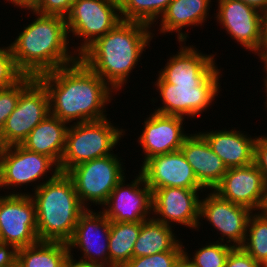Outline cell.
Wrapping results in <instances>:
<instances>
[{
    "label": "cell",
    "mask_w": 267,
    "mask_h": 267,
    "mask_svg": "<svg viewBox=\"0 0 267 267\" xmlns=\"http://www.w3.org/2000/svg\"><path fill=\"white\" fill-rule=\"evenodd\" d=\"M37 79L48 92L52 116L68 124L75 120L82 123L107 118L104 108L114 90L80 59Z\"/></svg>",
    "instance_id": "6da1fadb"
},
{
    "label": "cell",
    "mask_w": 267,
    "mask_h": 267,
    "mask_svg": "<svg viewBox=\"0 0 267 267\" xmlns=\"http://www.w3.org/2000/svg\"><path fill=\"white\" fill-rule=\"evenodd\" d=\"M150 29L144 23L121 20L112 30L89 45L79 55V59L114 92L120 90L153 38Z\"/></svg>",
    "instance_id": "7a4b0ae2"
},
{
    "label": "cell",
    "mask_w": 267,
    "mask_h": 267,
    "mask_svg": "<svg viewBox=\"0 0 267 267\" xmlns=\"http://www.w3.org/2000/svg\"><path fill=\"white\" fill-rule=\"evenodd\" d=\"M27 10L37 17L10 44L18 69L25 76L37 78L76 62L79 59L78 54L75 50L72 54L67 48L70 35L65 17L42 15L30 8Z\"/></svg>",
    "instance_id": "3957f363"
},
{
    "label": "cell",
    "mask_w": 267,
    "mask_h": 267,
    "mask_svg": "<svg viewBox=\"0 0 267 267\" xmlns=\"http://www.w3.org/2000/svg\"><path fill=\"white\" fill-rule=\"evenodd\" d=\"M51 175L35 185L30 195L36 207L37 237L39 241L67 242L86 208L66 173Z\"/></svg>",
    "instance_id": "277c9868"
},
{
    "label": "cell",
    "mask_w": 267,
    "mask_h": 267,
    "mask_svg": "<svg viewBox=\"0 0 267 267\" xmlns=\"http://www.w3.org/2000/svg\"><path fill=\"white\" fill-rule=\"evenodd\" d=\"M124 133V129L113 126L108 118L69 124L59 164L60 172L67 173L83 162L114 154L113 148L118 145Z\"/></svg>",
    "instance_id": "5b68a950"
},
{
    "label": "cell",
    "mask_w": 267,
    "mask_h": 267,
    "mask_svg": "<svg viewBox=\"0 0 267 267\" xmlns=\"http://www.w3.org/2000/svg\"><path fill=\"white\" fill-rule=\"evenodd\" d=\"M119 159L115 154L96 158L76 165L66 173L86 209L89 201L103 206L116 185L125 178V168Z\"/></svg>",
    "instance_id": "8992f818"
},
{
    "label": "cell",
    "mask_w": 267,
    "mask_h": 267,
    "mask_svg": "<svg viewBox=\"0 0 267 267\" xmlns=\"http://www.w3.org/2000/svg\"><path fill=\"white\" fill-rule=\"evenodd\" d=\"M220 70L217 67L203 82L154 83L164 104L155 112L182 118L200 115L219 94Z\"/></svg>",
    "instance_id": "52a82bcc"
},
{
    "label": "cell",
    "mask_w": 267,
    "mask_h": 267,
    "mask_svg": "<svg viewBox=\"0 0 267 267\" xmlns=\"http://www.w3.org/2000/svg\"><path fill=\"white\" fill-rule=\"evenodd\" d=\"M65 20L68 34L73 33V37L83 38L75 51L79 56L96 39L104 36L121 21L119 1L74 0Z\"/></svg>",
    "instance_id": "ba28073f"
},
{
    "label": "cell",
    "mask_w": 267,
    "mask_h": 267,
    "mask_svg": "<svg viewBox=\"0 0 267 267\" xmlns=\"http://www.w3.org/2000/svg\"><path fill=\"white\" fill-rule=\"evenodd\" d=\"M50 115L49 96L36 78L21 94L17 105L0 133L2 147L19 145L28 134Z\"/></svg>",
    "instance_id": "9c48e42d"
},
{
    "label": "cell",
    "mask_w": 267,
    "mask_h": 267,
    "mask_svg": "<svg viewBox=\"0 0 267 267\" xmlns=\"http://www.w3.org/2000/svg\"><path fill=\"white\" fill-rule=\"evenodd\" d=\"M38 241L36 207L30 194L0 196V242L20 249Z\"/></svg>",
    "instance_id": "30bf717a"
},
{
    "label": "cell",
    "mask_w": 267,
    "mask_h": 267,
    "mask_svg": "<svg viewBox=\"0 0 267 267\" xmlns=\"http://www.w3.org/2000/svg\"><path fill=\"white\" fill-rule=\"evenodd\" d=\"M53 167H55L53 169ZM50 170L59 174V165L50 157L24 148L21 144L2 147L0 153V187H19L33 183Z\"/></svg>",
    "instance_id": "8fae6325"
},
{
    "label": "cell",
    "mask_w": 267,
    "mask_h": 267,
    "mask_svg": "<svg viewBox=\"0 0 267 267\" xmlns=\"http://www.w3.org/2000/svg\"><path fill=\"white\" fill-rule=\"evenodd\" d=\"M109 233L110 220L102 211L96 213L88 208L80 215L66 242L68 250L71 253L76 247L83 251V256L76 261L78 263L109 267Z\"/></svg>",
    "instance_id": "7c38bea8"
},
{
    "label": "cell",
    "mask_w": 267,
    "mask_h": 267,
    "mask_svg": "<svg viewBox=\"0 0 267 267\" xmlns=\"http://www.w3.org/2000/svg\"><path fill=\"white\" fill-rule=\"evenodd\" d=\"M217 11L215 18L230 37L256 55L263 42L264 14L241 0H218Z\"/></svg>",
    "instance_id": "4fadbf2b"
},
{
    "label": "cell",
    "mask_w": 267,
    "mask_h": 267,
    "mask_svg": "<svg viewBox=\"0 0 267 267\" xmlns=\"http://www.w3.org/2000/svg\"><path fill=\"white\" fill-rule=\"evenodd\" d=\"M213 191L223 199L251 211H260L267 203V184L254 163L228 168Z\"/></svg>",
    "instance_id": "5bb4252c"
},
{
    "label": "cell",
    "mask_w": 267,
    "mask_h": 267,
    "mask_svg": "<svg viewBox=\"0 0 267 267\" xmlns=\"http://www.w3.org/2000/svg\"><path fill=\"white\" fill-rule=\"evenodd\" d=\"M125 180L126 177L113 189L102 212L112 222H143L150 219L152 190L140 173L131 184H125Z\"/></svg>",
    "instance_id": "9a60e30c"
},
{
    "label": "cell",
    "mask_w": 267,
    "mask_h": 267,
    "mask_svg": "<svg viewBox=\"0 0 267 267\" xmlns=\"http://www.w3.org/2000/svg\"><path fill=\"white\" fill-rule=\"evenodd\" d=\"M253 211L220 197L211 190L206 198L200 200L199 218L210 222L222 236L220 242L241 247L246 238L249 218ZM233 242V243H232Z\"/></svg>",
    "instance_id": "2e32d148"
},
{
    "label": "cell",
    "mask_w": 267,
    "mask_h": 267,
    "mask_svg": "<svg viewBox=\"0 0 267 267\" xmlns=\"http://www.w3.org/2000/svg\"><path fill=\"white\" fill-rule=\"evenodd\" d=\"M200 190L203 192L202 189L181 187H163L153 190L152 215L154 213V216L152 217L165 225L172 226L175 222L196 230L201 224L199 222L200 199L198 195Z\"/></svg>",
    "instance_id": "e0dca14e"
},
{
    "label": "cell",
    "mask_w": 267,
    "mask_h": 267,
    "mask_svg": "<svg viewBox=\"0 0 267 267\" xmlns=\"http://www.w3.org/2000/svg\"><path fill=\"white\" fill-rule=\"evenodd\" d=\"M139 173L152 191L163 187L204 189L181 150L145 160Z\"/></svg>",
    "instance_id": "ac0fdd59"
},
{
    "label": "cell",
    "mask_w": 267,
    "mask_h": 267,
    "mask_svg": "<svg viewBox=\"0 0 267 267\" xmlns=\"http://www.w3.org/2000/svg\"><path fill=\"white\" fill-rule=\"evenodd\" d=\"M179 116L153 112L144 121L138 142L144 152L143 161L160 154L180 150L189 133H184L183 121Z\"/></svg>",
    "instance_id": "d6986e66"
},
{
    "label": "cell",
    "mask_w": 267,
    "mask_h": 267,
    "mask_svg": "<svg viewBox=\"0 0 267 267\" xmlns=\"http://www.w3.org/2000/svg\"><path fill=\"white\" fill-rule=\"evenodd\" d=\"M180 43L178 54L170 57L155 83L203 82L217 68L215 56L205 55L193 45L182 46Z\"/></svg>",
    "instance_id": "ffe728a7"
},
{
    "label": "cell",
    "mask_w": 267,
    "mask_h": 267,
    "mask_svg": "<svg viewBox=\"0 0 267 267\" xmlns=\"http://www.w3.org/2000/svg\"><path fill=\"white\" fill-rule=\"evenodd\" d=\"M180 150L193 168L199 184L213 190L224 177L227 167L207 141L199 133L189 134Z\"/></svg>",
    "instance_id": "44dd1931"
},
{
    "label": "cell",
    "mask_w": 267,
    "mask_h": 267,
    "mask_svg": "<svg viewBox=\"0 0 267 267\" xmlns=\"http://www.w3.org/2000/svg\"><path fill=\"white\" fill-rule=\"evenodd\" d=\"M241 132L234 128V130H212L199 132V134L228 169L254 163V146L257 136L253 139Z\"/></svg>",
    "instance_id": "7402d4cb"
},
{
    "label": "cell",
    "mask_w": 267,
    "mask_h": 267,
    "mask_svg": "<svg viewBox=\"0 0 267 267\" xmlns=\"http://www.w3.org/2000/svg\"><path fill=\"white\" fill-rule=\"evenodd\" d=\"M211 0H172L161 16L160 33L177 32V39L186 43V32L183 27L202 25L208 18ZM181 31V32H180Z\"/></svg>",
    "instance_id": "603a6c76"
},
{
    "label": "cell",
    "mask_w": 267,
    "mask_h": 267,
    "mask_svg": "<svg viewBox=\"0 0 267 267\" xmlns=\"http://www.w3.org/2000/svg\"><path fill=\"white\" fill-rule=\"evenodd\" d=\"M68 123L51 114L41 121L22 142L30 151L47 155L58 165L65 149Z\"/></svg>",
    "instance_id": "cb8c5ba5"
},
{
    "label": "cell",
    "mask_w": 267,
    "mask_h": 267,
    "mask_svg": "<svg viewBox=\"0 0 267 267\" xmlns=\"http://www.w3.org/2000/svg\"><path fill=\"white\" fill-rule=\"evenodd\" d=\"M172 226L156 221L153 217L141 222V230L133 248V257L149 256L164 251H184Z\"/></svg>",
    "instance_id": "d4e9b609"
},
{
    "label": "cell",
    "mask_w": 267,
    "mask_h": 267,
    "mask_svg": "<svg viewBox=\"0 0 267 267\" xmlns=\"http://www.w3.org/2000/svg\"><path fill=\"white\" fill-rule=\"evenodd\" d=\"M69 260L66 242L38 241L18 249L17 267H66Z\"/></svg>",
    "instance_id": "484cf974"
},
{
    "label": "cell",
    "mask_w": 267,
    "mask_h": 267,
    "mask_svg": "<svg viewBox=\"0 0 267 267\" xmlns=\"http://www.w3.org/2000/svg\"><path fill=\"white\" fill-rule=\"evenodd\" d=\"M141 222H112L109 233V267H123L133 258Z\"/></svg>",
    "instance_id": "4316f807"
},
{
    "label": "cell",
    "mask_w": 267,
    "mask_h": 267,
    "mask_svg": "<svg viewBox=\"0 0 267 267\" xmlns=\"http://www.w3.org/2000/svg\"><path fill=\"white\" fill-rule=\"evenodd\" d=\"M123 21L140 22L154 27L172 0H118ZM152 25V26H151Z\"/></svg>",
    "instance_id": "83f0119b"
},
{
    "label": "cell",
    "mask_w": 267,
    "mask_h": 267,
    "mask_svg": "<svg viewBox=\"0 0 267 267\" xmlns=\"http://www.w3.org/2000/svg\"><path fill=\"white\" fill-rule=\"evenodd\" d=\"M241 248L261 265L267 260V216L262 211L251 214Z\"/></svg>",
    "instance_id": "f1b7e54d"
},
{
    "label": "cell",
    "mask_w": 267,
    "mask_h": 267,
    "mask_svg": "<svg viewBox=\"0 0 267 267\" xmlns=\"http://www.w3.org/2000/svg\"><path fill=\"white\" fill-rule=\"evenodd\" d=\"M233 248L232 245L217 240L216 243H208V245L199 248L192 259L184 250V257L192 267H225L227 256Z\"/></svg>",
    "instance_id": "f546056e"
},
{
    "label": "cell",
    "mask_w": 267,
    "mask_h": 267,
    "mask_svg": "<svg viewBox=\"0 0 267 267\" xmlns=\"http://www.w3.org/2000/svg\"><path fill=\"white\" fill-rule=\"evenodd\" d=\"M33 76H24L15 85L8 88H0V133L7 118L15 109L20 94L35 80Z\"/></svg>",
    "instance_id": "4dcf8cb0"
},
{
    "label": "cell",
    "mask_w": 267,
    "mask_h": 267,
    "mask_svg": "<svg viewBox=\"0 0 267 267\" xmlns=\"http://www.w3.org/2000/svg\"><path fill=\"white\" fill-rule=\"evenodd\" d=\"M184 251H164L149 256L133 257L123 267H174Z\"/></svg>",
    "instance_id": "1f68e13d"
},
{
    "label": "cell",
    "mask_w": 267,
    "mask_h": 267,
    "mask_svg": "<svg viewBox=\"0 0 267 267\" xmlns=\"http://www.w3.org/2000/svg\"><path fill=\"white\" fill-rule=\"evenodd\" d=\"M25 75L18 69L10 45L0 48V88H8Z\"/></svg>",
    "instance_id": "d6a6232c"
},
{
    "label": "cell",
    "mask_w": 267,
    "mask_h": 267,
    "mask_svg": "<svg viewBox=\"0 0 267 267\" xmlns=\"http://www.w3.org/2000/svg\"><path fill=\"white\" fill-rule=\"evenodd\" d=\"M73 1L74 0H37L30 9L42 15L66 17L71 11Z\"/></svg>",
    "instance_id": "836d02e7"
},
{
    "label": "cell",
    "mask_w": 267,
    "mask_h": 267,
    "mask_svg": "<svg viewBox=\"0 0 267 267\" xmlns=\"http://www.w3.org/2000/svg\"><path fill=\"white\" fill-rule=\"evenodd\" d=\"M225 267H261V264L241 247H234L227 256Z\"/></svg>",
    "instance_id": "e575fe53"
},
{
    "label": "cell",
    "mask_w": 267,
    "mask_h": 267,
    "mask_svg": "<svg viewBox=\"0 0 267 267\" xmlns=\"http://www.w3.org/2000/svg\"><path fill=\"white\" fill-rule=\"evenodd\" d=\"M254 164L267 184V135L258 136L254 146Z\"/></svg>",
    "instance_id": "d590c367"
},
{
    "label": "cell",
    "mask_w": 267,
    "mask_h": 267,
    "mask_svg": "<svg viewBox=\"0 0 267 267\" xmlns=\"http://www.w3.org/2000/svg\"><path fill=\"white\" fill-rule=\"evenodd\" d=\"M17 254L15 246L0 242V267H17Z\"/></svg>",
    "instance_id": "8d00e7d4"
},
{
    "label": "cell",
    "mask_w": 267,
    "mask_h": 267,
    "mask_svg": "<svg viewBox=\"0 0 267 267\" xmlns=\"http://www.w3.org/2000/svg\"><path fill=\"white\" fill-rule=\"evenodd\" d=\"M241 1L259 10L263 14L267 12V0H241Z\"/></svg>",
    "instance_id": "74e56055"
},
{
    "label": "cell",
    "mask_w": 267,
    "mask_h": 267,
    "mask_svg": "<svg viewBox=\"0 0 267 267\" xmlns=\"http://www.w3.org/2000/svg\"><path fill=\"white\" fill-rule=\"evenodd\" d=\"M257 54H258L261 62L264 63L263 72H265L266 73L265 75H267V41L262 42V45H261L259 51L256 53V55Z\"/></svg>",
    "instance_id": "f35d334b"
},
{
    "label": "cell",
    "mask_w": 267,
    "mask_h": 267,
    "mask_svg": "<svg viewBox=\"0 0 267 267\" xmlns=\"http://www.w3.org/2000/svg\"><path fill=\"white\" fill-rule=\"evenodd\" d=\"M7 1L11 2L14 6L16 5V7L18 6L24 9L31 8L37 2V0H7Z\"/></svg>",
    "instance_id": "ab89813d"
},
{
    "label": "cell",
    "mask_w": 267,
    "mask_h": 267,
    "mask_svg": "<svg viewBox=\"0 0 267 267\" xmlns=\"http://www.w3.org/2000/svg\"><path fill=\"white\" fill-rule=\"evenodd\" d=\"M66 267H103V266H93V265H87L76 262V259L74 260L73 255L70 253V260Z\"/></svg>",
    "instance_id": "60d3db41"
},
{
    "label": "cell",
    "mask_w": 267,
    "mask_h": 267,
    "mask_svg": "<svg viewBox=\"0 0 267 267\" xmlns=\"http://www.w3.org/2000/svg\"><path fill=\"white\" fill-rule=\"evenodd\" d=\"M263 41H267V12L264 13L263 19Z\"/></svg>",
    "instance_id": "b9f144b4"
},
{
    "label": "cell",
    "mask_w": 267,
    "mask_h": 267,
    "mask_svg": "<svg viewBox=\"0 0 267 267\" xmlns=\"http://www.w3.org/2000/svg\"><path fill=\"white\" fill-rule=\"evenodd\" d=\"M174 267H192V265L183 256Z\"/></svg>",
    "instance_id": "7bdbcfd3"
},
{
    "label": "cell",
    "mask_w": 267,
    "mask_h": 267,
    "mask_svg": "<svg viewBox=\"0 0 267 267\" xmlns=\"http://www.w3.org/2000/svg\"><path fill=\"white\" fill-rule=\"evenodd\" d=\"M265 78L263 79L264 80V86H265V90H266V97H267V75L264 76ZM265 106L267 108V99H266V102H265Z\"/></svg>",
    "instance_id": "ee69618b"
},
{
    "label": "cell",
    "mask_w": 267,
    "mask_h": 267,
    "mask_svg": "<svg viewBox=\"0 0 267 267\" xmlns=\"http://www.w3.org/2000/svg\"><path fill=\"white\" fill-rule=\"evenodd\" d=\"M261 267H267V260L264 263H262Z\"/></svg>",
    "instance_id": "f6af8a7d"
},
{
    "label": "cell",
    "mask_w": 267,
    "mask_h": 267,
    "mask_svg": "<svg viewBox=\"0 0 267 267\" xmlns=\"http://www.w3.org/2000/svg\"><path fill=\"white\" fill-rule=\"evenodd\" d=\"M261 211H267V203L266 206Z\"/></svg>",
    "instance_id": "bcb514c9"
}]
</instances>
